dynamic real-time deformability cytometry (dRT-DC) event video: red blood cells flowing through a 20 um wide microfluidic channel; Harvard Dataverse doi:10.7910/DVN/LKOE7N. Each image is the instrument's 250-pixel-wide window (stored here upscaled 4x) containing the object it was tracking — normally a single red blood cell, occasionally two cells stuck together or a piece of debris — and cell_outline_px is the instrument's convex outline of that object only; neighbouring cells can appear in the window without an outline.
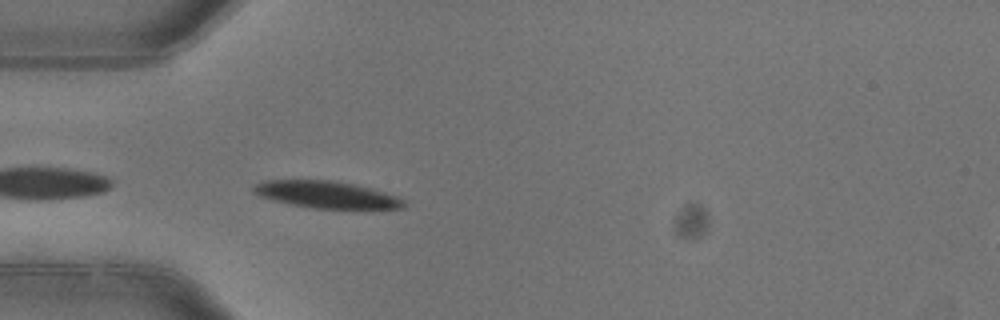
{"species": "common noctule bat (a hibernating species)", "species_latin": "Nyctalus noctula", "temperature_condition": "warm", "stored_images_in_passage": 5, "camera_frame_rate_fps": 3000, "um_per_image_px": 0.085, "animal": {"sex": "female"}, "frame": {"image": 1, "passage_image": 5, "time_ms": 1.333, "image_size_px": [1000, 320], "cell_outline_px": [[408, 204], [404, 208], [372, 212], [316, 208], [288, 204], [272, 200], [260, 196], [252, 192], [252, 188], [256, 184], [264, 180], [336, 180], [356, 184], [372, 188], [396, 196], [404, 200]], "centroid_in_image_um": [27.91, 16.59], "position_along_channel_um": 57.1, "area_um2": 24.97}}